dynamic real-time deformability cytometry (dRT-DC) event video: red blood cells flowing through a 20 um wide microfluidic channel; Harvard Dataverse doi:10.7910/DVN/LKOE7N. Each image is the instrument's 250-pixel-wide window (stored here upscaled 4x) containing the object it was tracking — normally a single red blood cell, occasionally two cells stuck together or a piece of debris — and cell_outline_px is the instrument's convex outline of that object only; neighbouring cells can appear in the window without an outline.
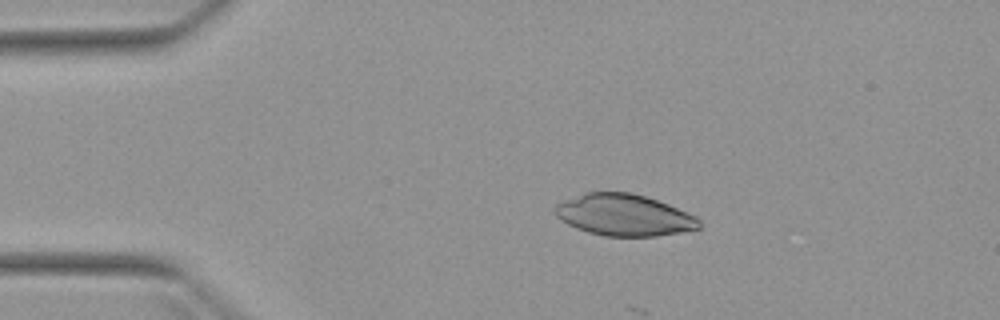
{"species": "Egyptian fruit bat (a non-hibernating species)", "species_latin": "Rousettus aegyptiacus", "temperature_condition": "warm", "stored_images_in_passage": 5, "camera_frame_rate_fps": 3000, "um_per_image_px": 0.085, "animal": {"sex": "female"}, "frame": {"image": 1, "passage_image": 3, "time_ms": 2.333, "image_size_px": [1000, 320], "cell_outline_px": [[700, 228], [680, 232], [656, 236], [604, 236], [588, 232], [576, 228], [560, 220], [556, 216], [556, 204], [584, 192], [628, 192], [644, 196], [668, 204], [696, 216], [700, 220]], "centroid_in_image_um": [53.04, 18.28], "position_along_channel_um": 32.0, "area_um2": 34.68}}